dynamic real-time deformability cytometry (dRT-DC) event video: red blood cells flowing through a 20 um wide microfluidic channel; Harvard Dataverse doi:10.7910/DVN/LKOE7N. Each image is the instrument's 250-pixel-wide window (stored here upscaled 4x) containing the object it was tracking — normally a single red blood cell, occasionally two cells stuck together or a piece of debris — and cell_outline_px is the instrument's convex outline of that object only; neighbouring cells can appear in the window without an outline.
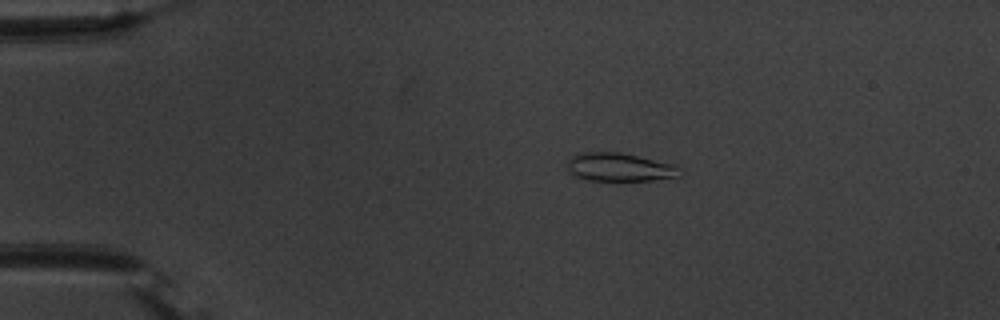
{"species": "common noctule bat (a hibernating species)", "species_latin": "Nyctalus noctula", "temperature_condition": "warm", "stored_images_in_passage": 46, "camera_frame_rate_fps": 3000, "um_per_image_px": 0.085, "animal": {"sex": "male", "body_mass_g": 20.1, "forearm_length_mm": 53.5}, "frame": {"image": 1, "passage_image": 2, "time_ms": 0.333, "image_size_px": [1000, 320], "cell_outline_px": [[680, 176], [652, 180], [588, 180], [576, 176], [568, 168], [568, 160], [576, 152], [620, 152], [672, 164], [680, 168]], "centroid_in_image_um": [52.64, 14.2], "position_along_channel_um": 32.4, "area_um2": 18.32}}
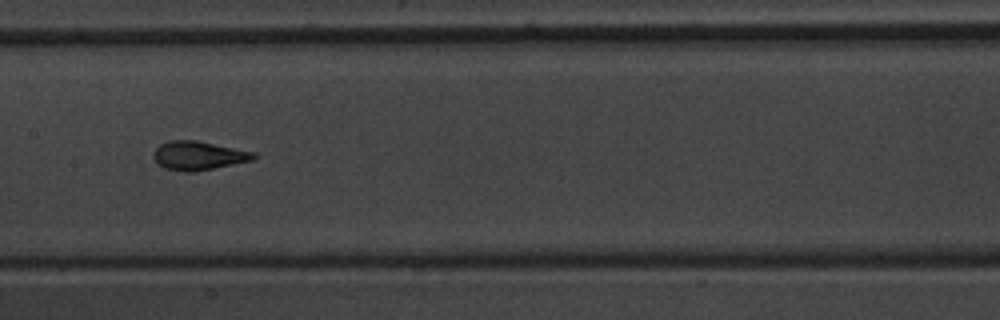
{"frame": {"image": 2, "passage_image": 19, "time_ms": 6.0, "image_size_px": [1000, 320], "cell_outline_px": [[256, 156], [252, 160], [192, 172], [184, 172], [164, 168], [156, 164], [152, 156], [156, 148], [160, 144], [168, 140], [196, 140], [256, 152]], "centroid_in_image_um": [16.82, 13.22], "position_along_channel_um": 190.6, "area_um2": 16.82}}
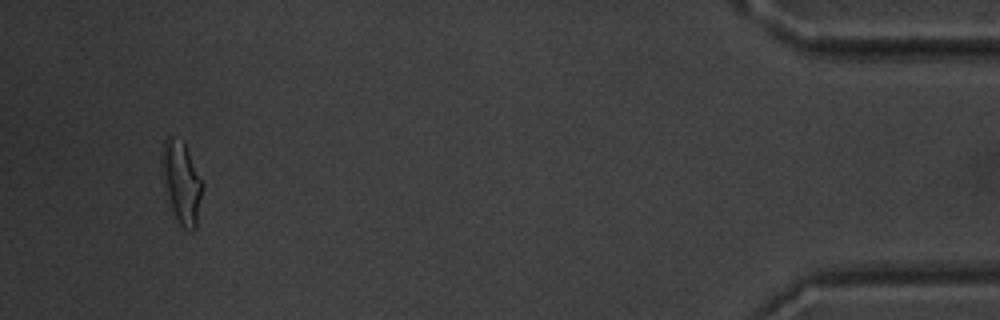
{"frame": {"image": 3, "passage_image": 43, "time_ms": 14.0, "image_size_px": [1000, 320], "cell_outline_px": [[204, 184], [196, 228], [192, 232], [184, 228], [180, 224], [172, 208], [168, 196], [160, 168], [160, 156], [164, 140], [168, 136], [184, 140]], "centroid_in_image_um": [15.44, 15.44], "position_along_channel_um": 419.8, "area_um2": 19.59}, "authors_computed_cell_mechanics": {"area_um2": 16.7909, "velocity_mm_per_s": 3.7386, "shape_relaxation_time_tau1_ms": 4.8748, "shape_relaxation_time_tau2_ms": 0.9538, "deformation_change_tau1": 0.1752, "deformation_change_tau2": 0.0871}}